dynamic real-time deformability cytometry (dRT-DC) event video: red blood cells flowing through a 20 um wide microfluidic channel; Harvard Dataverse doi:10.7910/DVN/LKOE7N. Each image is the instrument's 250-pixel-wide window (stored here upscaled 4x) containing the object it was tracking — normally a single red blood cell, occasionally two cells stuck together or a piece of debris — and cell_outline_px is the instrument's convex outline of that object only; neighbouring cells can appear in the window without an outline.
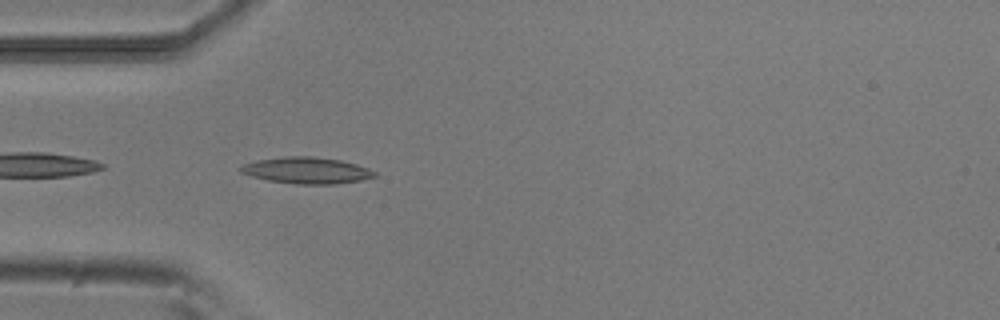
{"species": "common noctule bat (a hibernating species)", "species_latin": "Nyctalus noctula", "temperature_condition": "room temperature", "stored_images_in_passage": 39, "camera_frame_rate_fps": 3000, "um_per_image_px": 0.085, "animal": {"sex": "male", "body_mass_g": 20.5, "forearm_length_mm": 52.5}, "frame": {"image": 1, "passage_image": 2, "time_ms": 0.333, "image_size_px": [1000, 320], "cell_outline_px": [[376, 176], [360, 180], [336, 184], [292, 184], [268, 180], [252, 176], [240, 172], [240, 168], [244, 164], [256, 160], [284, 156], [312, 156], [340, 160], [356, 164], [368, 168], [376, 172]], "centroid_in_image_um": [26.06, 14.48], "position_along_channel_um": 58.9, "area_um2": 20.58}}
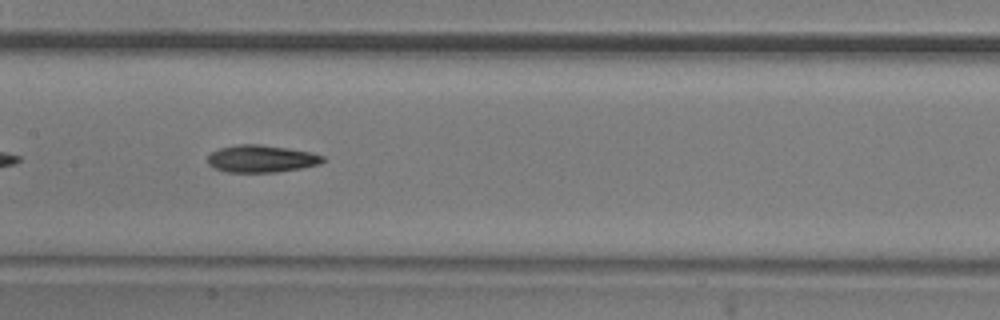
{"frame": {"image": 2, "passage_image": 12, "time_ms": 3.667, "image_size_px": [1000, 320], "cell_outline_px": [[324, 160], [320, 164], [300, 168], [276, 172], [228, 172], [216, 168], [208, 164], [208, 156], [212, 152], [220, 148], [236, 144], [260, 144], [288, 148], [312, 152], [324, 156]], "centroid_in_image_um": [22.23, 13.48], "position_along_channel_um": 185.2, "area_um2": 18.26}}
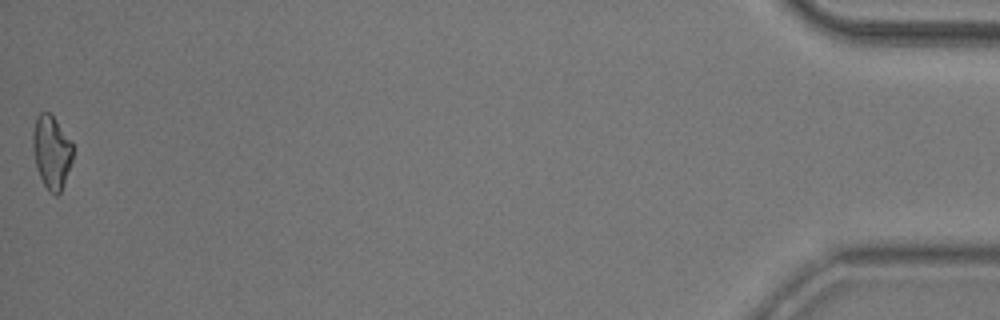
{"frame": {"image": 3, "passage_image": 39, "time_ms": 12.667, "image_size_px": [1000, 320], "cell_outline_px": [[72, 160], [60, 192], [56, 196], [44, 184], [36, 168], [32, 144], [32, 132], [36, 116], [40, 112], [48, 112], [56, 120], [72, 140]], "centroid_in_image_um": [4.37, 12.87], "position_along_channel_um": 430.8, "area_um2": 16.94}, "authors_computed_cell_mechanics": {"area_um2": 17.6868, "velocity_mm_per_s": 3.8272, "shape_relaxation_time_tau1_ms": 5.1865, "shape_relaxation_time_tau2_ms": 4.9389, "deformation_change_tau1": 0.1394, "deformation_change_tau2": 0.1372}}